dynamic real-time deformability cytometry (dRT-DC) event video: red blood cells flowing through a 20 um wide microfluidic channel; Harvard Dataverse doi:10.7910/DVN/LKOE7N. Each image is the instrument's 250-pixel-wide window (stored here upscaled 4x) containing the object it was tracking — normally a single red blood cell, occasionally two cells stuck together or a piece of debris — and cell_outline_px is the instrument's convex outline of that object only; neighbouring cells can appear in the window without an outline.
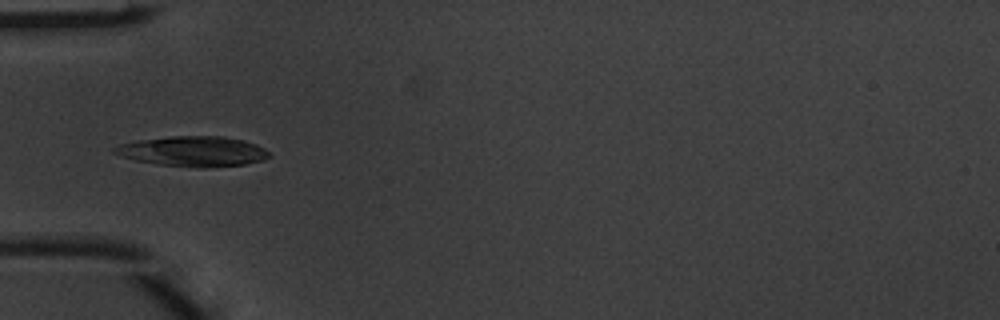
{"species": "common noctule bat (a hibernating species)", "species_latin": "Nyctalus noctula", "temperature_condition": "warm", "stored_images_in_passage": 2, "camera_frame_rate_fps": 3000, "um_per_image_px": 0.085, "animal": {"sex": "male", "body_mass_g": 20.1, "forearm_length_mm": 53.5}, "frame": {"image": 1, "passage_image": 1, "time_ms": 0.0, "image_size_px": [1000, 320], "cell_outline_px": [[272, 156], [264, 160], [244, 164], [204, 168], [196, 168], [156, 164], [136, 160], [120, 156], [112, 152], [112, 148], [120, 144], [136, 140], [172, 136], [224, 136], [244, 140], [256, 144], [264, 148]], "centroid_in_image_um": [16.4, 12.86], "position_along_channel_um": 68.6, "area_um2": 27.46}}